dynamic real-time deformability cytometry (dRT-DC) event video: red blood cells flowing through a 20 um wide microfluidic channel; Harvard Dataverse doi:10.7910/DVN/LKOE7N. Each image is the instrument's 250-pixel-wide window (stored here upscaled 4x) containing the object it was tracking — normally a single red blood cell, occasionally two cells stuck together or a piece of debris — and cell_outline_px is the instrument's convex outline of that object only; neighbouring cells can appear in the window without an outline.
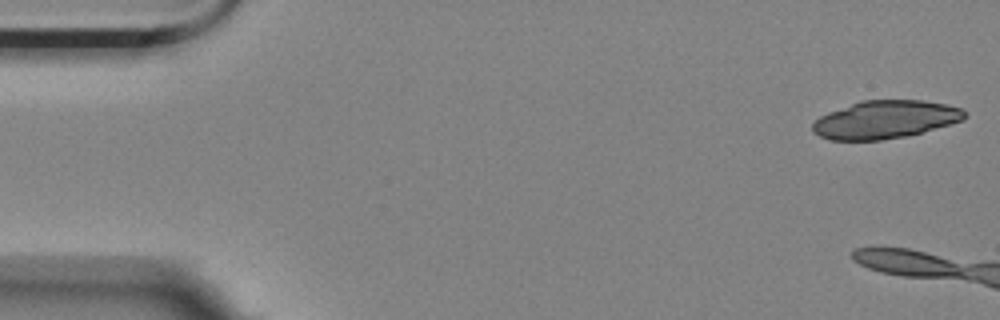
{"species": "Egyptian fruit bat (a non-hibernating species)", "species_latin": "Rousettus aegyptiacus", "temperature_condition": "room temperature", "stored_images_in_passage": 5, "camera_frame_rate_fps": 3000, "um_per_image_px": 0.085, "animal": {"sex": "female"}, "frame": {"image": 1, "passage_image": 1, "time_ms": 0.0, "image_size_px": [1000, 320], "cell_outline_px": [[968, 116], [964, 120], [908, 136], [880, 140], [828, 140], [812, 132], [812, 124], [820, 116], [828, 112], [860, 100], [920, 100], [948, 104], [960, 108]], "centroid_in_image_um": [75.23, 10.16], "position_along_channel_um": 9.8, "area_um2": 33.76}}